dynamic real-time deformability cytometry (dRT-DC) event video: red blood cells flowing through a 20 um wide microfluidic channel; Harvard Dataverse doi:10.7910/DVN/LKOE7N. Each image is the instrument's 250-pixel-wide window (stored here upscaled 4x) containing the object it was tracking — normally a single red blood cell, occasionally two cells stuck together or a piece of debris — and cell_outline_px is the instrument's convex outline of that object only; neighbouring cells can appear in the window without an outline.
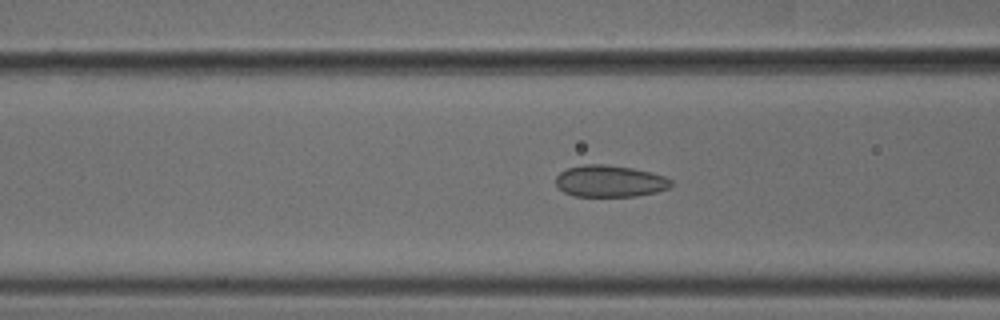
{"species": "common noctule bat (a hibernating species)", "species_latin": "Nyctalus noctula", "temperature_condition": "cold", "stored_images_in_passage": 48, "camera_frame_rate_fps": 3000, "um_per_image_px": 0.085, "animal": {"sex": "male", "body_mass_g": 18.8}, "frame": {"image": 1, "passage_image": 20, "time_ms": 6.333, "image_size_px": [1000, 320], "cell_outline_px": [[672, 184], [668, 188], [656, 192], [636, 196], [576, 196], [564, 192], [556, 184], [556, 176], [560, 172], [568, 168], [584, 164], [608, 164], [632, 168], [652, 172], [664, 176], [672, 180]], "centroid_in_image_um": [51.85, 15.39], "position_along_channel_um": 114.8, "area_um2": 21.33}}
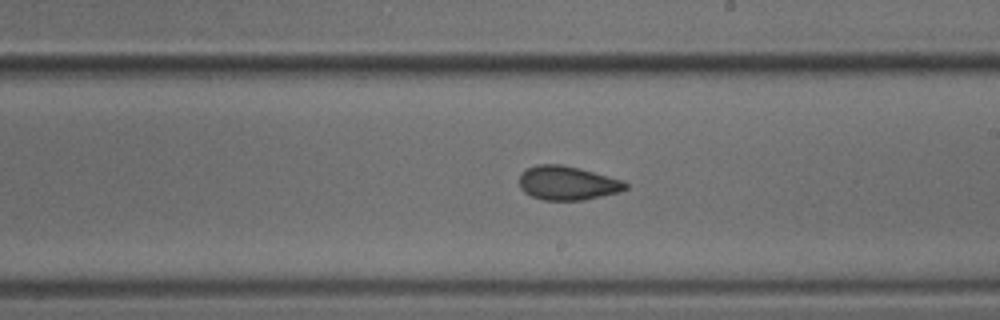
{"frame": {"image": 2, "passage_image": 30, "time_ms": 9.667, "image_size_px": [1000, 320], "cell_outline_px": [[628, 188], [620, 192], [584, 200], [544, 200], [532, 196], [524, 192], [520, 188], [520, 172], [536, 164], [560, 164], [580, 168], [624, 180], [628, 184]], "centroid_in_image_um": [48.25, 15.55], "position_along_channel_um": 240.7, "area_um2": 21.21}}
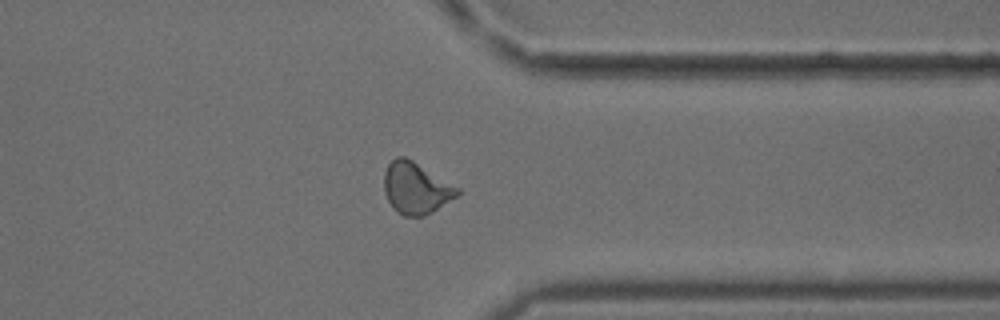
{"frame": {"image": 3, "passage_image": 41, "time_ms": 13.333, "image_size_px": [1000, 320], "cell_outline_px": [[460, 192], [456, 196], [432, 212], [424, 216], [404, 216], [388, 200], [384, 192], [384, 172], [388, 164], [396, 156], [404, 156], [412, 160], [460, 188]], "centroid_in_image_um": [35.35, 15.97], "position_along_channel_um": 376.1, "area_um2": 21.68}}